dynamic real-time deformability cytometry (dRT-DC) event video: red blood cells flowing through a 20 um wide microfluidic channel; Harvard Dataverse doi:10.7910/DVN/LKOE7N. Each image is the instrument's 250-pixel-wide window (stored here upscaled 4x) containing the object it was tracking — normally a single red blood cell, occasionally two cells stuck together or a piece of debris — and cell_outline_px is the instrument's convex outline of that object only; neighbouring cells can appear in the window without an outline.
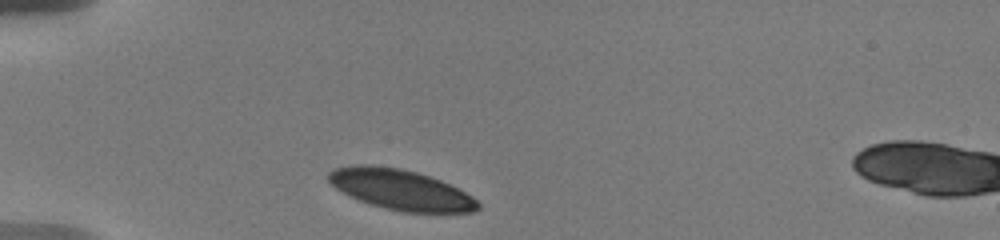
{"species": "human", "species_latin": "Homo sapiens", "temperature_condition": "warm", "stored_images_in_passage": 2, "camera_frame_rate_fps": 3000, "um_per_image_px": 0.085, "donor": {"sex": "male"}, "frame": {"image": 1, "passage_image": 1, "time_ms": 0.0, "image_size_px": [1000, 240], "cell_outline_px": [[480, 208], [476, 212], [404, 212], [384, 208], [368, 204], [348, 196], [336, 188], [328, 180], [328, 172], [336, 168], [356, 164], [368, 164], [400, 168], [416, 172], [440, 180], [472, 196], [480, 204]], "centroid_in_image_um": [34.03, 16.12], "position_along_channel_um": 51.0, "area_um2": 35.08}}